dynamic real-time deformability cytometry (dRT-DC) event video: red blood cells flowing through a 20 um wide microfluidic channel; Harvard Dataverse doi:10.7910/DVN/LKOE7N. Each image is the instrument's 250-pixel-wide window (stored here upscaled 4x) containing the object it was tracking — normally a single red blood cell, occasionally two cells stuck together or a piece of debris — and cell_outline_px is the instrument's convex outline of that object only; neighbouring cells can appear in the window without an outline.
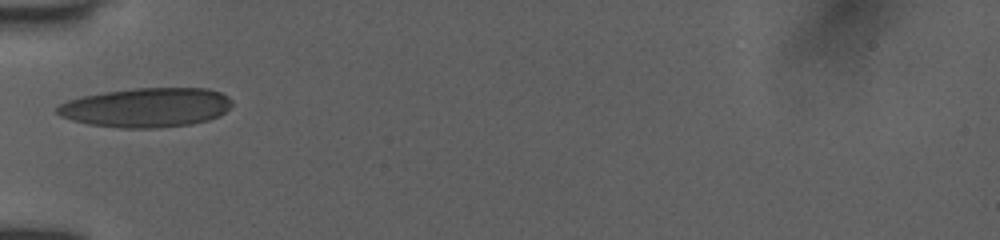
{"species": "human", "species_latin": "Homo sapiens", "temperature_condition": "room temperature", "stored_images_in_passage": 11, "camera_frame_rate_fps": 3000, "um_per_image_px": 0.085, "donor": {"sex": "female"}, "frame": {"image": 1, "passage_image": 1, "time_ms": 0.0, "image_size_px": [1000, 240], "cell_outline_px": [[232, 104], [220, 116], [208, 120], [188, 124], [156, 128], [124, 128], [88, 124], [72, 120], [60, 116], [56, 112], [56, 108], [60, 104], [68, 100], [84, 96], [104, 92], [136, 88], [208, 88], [220, 92], [228, 96], [232, 100]], "centroid_in_image_um": [12.45, 9.13], "position_along_channel_um": 72.5, "area_um2": 40.0}}
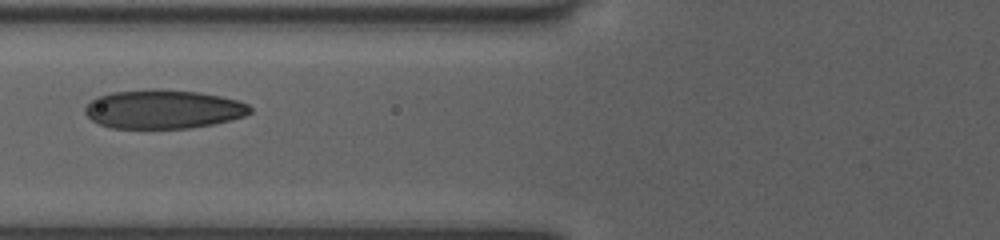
{"frame": {"image": 2, "passage_image": 6, "time_ms": 1.0, "image_size_px": [1000, 240], "cell_outline_px": [[252, 112], [244, 116], [212, 124], [188, 128], [112, 128], [100, 124], [92, 120], [84, 112], [84, 108], [96, 96], [112, 92], [156, 88], [196, 92], [220, 96], [236, 100], [248, 104], [252, 108]], "centroid_in_image_um": [13.85, 9.27], "position_along_channel_um": 111.9, "area_um2": 37.28}}